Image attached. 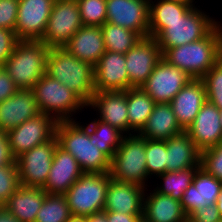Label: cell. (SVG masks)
Returning <instances> with one entry per match:
<instances>
[{
    "label": "cell",
    "instance_id": "cell-30",
    "mask_svg": "<svg viewBox=\"0 0 222 222\" xmlns=\"http://www.w3.org/2000/svg\"><path fill=\"white\" fill-rule=\"evenodd\" d=\"M90 120L91 122L88 119V124L85 123L89 127L90 142L111 160L120 146L124 134L96 117L94 120L91 118Z\"/></svg>",
    "mask_w": 222,
    "mask_h": 222
},
{
    "label": "cell",
    "instance_id": "cell-18",
    "mask_svg": "<svg viewBox=\"0 0 222 222\" xmlns=\"http://www.w3.org/2000/svg\"><path fill=\"white\" fill-rule=\"evenodd\" d=\"M185 131L200 152L215 147L222 141L219 109L206 101L193 123Z\"/></svg>",
    "mask_w": 222,
    "mask_h": 222
},
{
    "label": "cell",
    "instance_id": "cell-26",
    "mask_svg": "<svg viewBox=\"0 0 222 222\" xmlns=\"http://www.w3.org/2000/svg\"><path fill=\"white\" fill-rule=\"evenodd\" d=\"M185 131L178 123L169 103H156L146 125L138 133L150 140L167 141Z\"/></svg>",
    "mask_w": 222,
    "mask_h": 222
},
{
    "label": "cell",
    "instance_id": "cell-49",
    "mask_svg": "<svg viewBox=\"0 0 222 222\" xmlns=\"http://www.w3.org/2000/svg\"><path fill=\"white\" fill-rule=\"evenodd\" d=\"M66 222H87L86 217L71 216Z\"/></svg>",
    "mask_w": 222,
    "mask_h": 222
},
{
    "label": "cell",
    "instance_id": "cell-7",
    "mask_svg": "<svg viewBox=\"0 0 222 222\" xmlns=\"http://www.w3.org/2000/svg\"><path fill=\"white\" fill-rule=\"evenodd\" d=\"M113 180L135 183L147 188L149 180L145 157V138L138 133L124 135L110 162Z\"/></svg>",
    "mask_w": 222,
    "mask_h": 222
},
{
    "label": "cell",
    "instance_id": "cell-12",
    "mask_svg": "<svg viewBox=\"0 0 222 222\" xmlns=\"http://www.w3.org/2000/svg\"><path fill=\"white\" fill-rule=\"evenodd\" d=\"M193 78L182 69L161 59L141 89L155 103H170L174 96Z\"/></svg>",
    "mask_w": 222,
    "mask_h": 222
},
{
    "label": "cell",
    "instance_id": "cell-32",
    "mask_svg": "<svg viewBox=\"0 0 222 222\" xmlns=\"http://www.w3.org/2000/svg\"><path fill=\"white\" fill-rule=\"evenodd\" d=\"M101 30L105 49L124 55L143 38L137 32L108 22L101 26Z\"/></svg>",
    "mask_w": 222,
    "mask_h": 222
},
{
    "label": "cell",
    "instance_id": "cell-5",
    "mask_svg": "<svg viewBox=\"0 0 222 222\" xmlns=\"http://www.w3.org/2000/svg\"><path fill=\"white\" fill-rule=\"evenodd\" d=\"M50 48L41 41L20 40L2 66L19 90L32 89L46 72Z\"/></svg>",
    "mask_w": 222,
    "mask_h": 222
},
{
    "label": "cell",
    "instance_id": "cell-53",
    "mask_svg": "<svg viewBox=\"0 0 222 222\" xmlns=\"http://www.w3.org/2000/svg\"><path fill=\"white\" fill-rule=\"evenodd\" d=\"M219 115H220V122H221V126H222V108L219 109Z\"/></svg>",
    "mask_w": 222,
    "mask_h": 222
},
{
    "label": "cell",
    "instance_id": "cell-43",
    "mask_svg": "<svg viewBox=\"0 0 222 222\" xmlns=\"http://www.w3.org/2000/svg\"><path fill=\"white\" fill-rule=\"evenodd\" d=\"M19 89L16 87L12 78L8 75L3 67L0 68V103L13 94Z\"/></svg>",
    "mask_w": 222,
    "mask_h": 222
},
{
    "label": "cell",
    "instance_id": "cell-50",
    "mask_svg": "<svg viewBox=\"0 0 222 222\" xmlns=\"http://www.w3.org/2000/svg\"><path fill=\"white\" fill-rule=\"evenodd\" d=\"M169 1L177 2L181 4H187V5H195L197 3V1L195 0H169Z\"/></svg>",
    "mask_w": 222,
    "mask_h": 222
},
{
    "label": "cell",
    "instance_id": "cell-9",
    "mask_svg": "<svg viewBox=\"0 0 222 222\" xmlns=\"http://www.w3.org/2000/svg\"><path fill=\"white\" fill-rule=\"evenodd\" d=\"M57 121L40 113L8 131L7 140L12 156L16 159L35 146L42 145L56 136Z\"/></svg>",
    "mask_w": 222,
    "mask_h": 222
},
{
    "label": "cell",
    "instance_id": "cell-54",
    "mask_svg": "<svg viewBox=\"0 0 222 222\" xmlns=\"http://www.w3.org/2000/svg\"><path fill=\"white\" fill-rule=\"evenodd\" d=\"M185 222H196V221H194V220L191 219L190 217H187L186 220H185Z\"/></svg>",
    "mask_w": 222,
    "mask_h": 222
},
{
    "label": "cell",
    "instance_id": "cell-31",
    "mask_svg": "<svg viewBox=\"0 0 222 222\" xmlns=\"http://www.w3.org/2000/svg\"><path fill=\"white\" fill-rule=\"evenodd\" d=\"M198 167L188 168L180 171H166L157 176L160 184H155L153 190L159 194H164L181 201L184 191L193 183V179Z\"/></svg>",
    "mask_w": 222,
    "mask_h": 222
},
{
    "label": "cell",
    "instance_id": "cell-6",
    "mask_svg": "<svg viewBox=\"0 0 222 222\" xmlns=\"http://www.w3.org/2000/svg\"><path fill=\"white\" fill-rule=\"evenodd\" d=\"M32 91L40 112L57 122L77 120L75 114L87 109V104L76 93L47 74L37 81Z\"/></svg>",
    "mask_w": 222,
    "mask_h": 222
},
{
    "label": "cell",
    "instance_id": "cell-51",
    "mask_svg": "<svg viewBox=\"0 0 222 222\" xmlns=\"http://www.w3.org/2000/svg\"><path fill=\"white\" fill-rule=\"evenodd\" d=\"M218 62L222 65V46H221V49H220V51H219Z\"/></svg>",
    "mask_w": 222,
    "mask_h": 222
},
{
    "label": "cell",
    "instance_id": "cell-41",
    "mask_svg": "<svg viewBox=\"0 0 222 222\" xmlns=\"http://www.w3.org/2000/svg\"><path fill=\"white\" fill-rule=\"evenodd\" d=\"M20 40L15 31L0 28V66L2 67L14 51Z\"/></svg>",
    "mask_w": 222,
    "mask_h": 222
},
{
    "label": "cell",
    "instance_id": "cell-8",
    "mask_svg": "<svg viewBox=\"0 0 222 222\" xmlns=\"http://www.w3.org/2000/svg\"><path fill=\"white\" fill-rule=\"evenodd\" d=\"M108 173H83L64 194L72 216L87 217L104 209Z\"/></svg>",
    "mask_w": 222,
    "mask_h": 222
},
{
    "label": "cell",
    "instance_id": "cell-27",
    "mask_svg": "<svg viewBox=\"0 0 222 222\" xmlns=\"http://www.w3.org/2000/svg\"><path fill=\"white\" fill-rule=\"evenodd\" d=\"M167 171L199 167L201 152L186 131L166 141Z\"/></svg>",
    "mask_w": 222,
    "mask_h": 222
},
{
    "label": "cell",
    "instance_id": "cell-4",
    "mask_svg": "<svg viewBox=\"0 0 222 222\" xmlns=\"http://www.w3.org/2000/svg\"><path fill=\"white\" fill-rule=\"evenodd\" d=\"M45 74L67 86L87 105L92 100L95 93L94 67L69 54L64 48H50Z\"/></svg>",
    "mask_w": 222,
    "mask_h": 222
},
{
    "label": "cell",
    "instance_id": "cell-1",
    "mask_svg": "<svg viewBox=\"0 0 222 222\" xmlns=\"http://www.w3.org/2000/svg\"><path fill=\"white\" fill-rule=\"evenodd\" d=\"M220 21L199 6L190 7L174 22H149V37L155 38L162 54L171 47L204 38Z\"/></svg>",
    "mask_w": 222,
    "mask_h": 222
},
{
    "label": "cell",
    "instance_id": "cell-48",
    "mask_svg": "<svg viewBox=\"0 0 222 222\" xmlns=\"http://www.w3.org/2000/svg\"><path fill=\"white\" fill-rule=\"evenodd\" d=\"M216 206H217L220 216L222 217V189H221L220 194L218 196Z\"/></svg>",
    "mask_w": 222,
    "mask_h": 222
},
{
    "label": "cell",
    "instance_id": "cell-34",
    "mask_svg": "<svg viewBox=\"0 0 222 222\" xmlns=\"http://www.w3.org/2000/svg\"><path fill=\"white\" fill-rule=\"evenodd\" d=\"M145 157L148 177L158 179L167 171L166 141L145 138Z\"/></svg>",
    "mask_w": 222,
    "mask_h": 222
},
{
    "label": "cell",
    "instance_id": "cell-28",
    "mask_svg": "<svg viewBox=\"0 0 222 222\" xmlns=\"http://www.w3.org/2000/svg\"><path fill=\"white\" fill-rule=\"evenodd\" d=\"M45 196L40 187L20 185L3 205L21 222H35Z\"/></svg>",
    "mask_w": 222,
    "mask_h": 222
},
{
    "label": "cell",
    "instance_id": "cell-33",
    "mask_svg": "<svg viewBox=\"0 0 222 222\" xmlns=\"http://www.w3.org/2000/svg\"><path fill=\"white\" fill-rule=\"evenodd\" d=\"M71 216L65 195L46 193L35 222H66Z\"/></svg>",
    "mask_w": 222,
    "mask_h": 222
},
{
    "label": "cell",
    "instance_id": "cell-10",
    "mask_svg": "<svg viewBox=\"0 0 222 222\" xmlns=\"http://www.w3.org/2000/svg\"><path fill=\"white\" fill-rule=\"evenodd\" d=\"M82 26L76 0L55 1L40 41L49 48H62Z\"/></svg>",
    "mask_w": 222,
    "mask_h": 222
},
{
    "label": "cell",
    "instance_id": "cell-24",
    "mask_svg": "<svg viewBox=\"0 0 222 222\" xmlns=\"http://www.w3.org/2000/svg\"><path fill=\"white\" fill-rule=\"evenodd\" d=\"M62 48L94 67L106 52L101 26H82Z\"/></svg>",
    "mask_w": 222,
    "mask_h": 222
},
{
    "label": "cell",
    "instance_id": "cell-35",
    "mask_svg": "<svg viewBox=\"0 0 222 222\" xmlns=\"http://www.w3.org/2000/svg\"><path fill=\"white\" fill-rule=\"evenodd\" d=\"M192 6L195 5L169 0H149V22H174Z\"/></svg>",
    "mask_w": 222,
    "mask_h": 222
},
{
    "label": "cell",
    "instance_id": "cell-29",
    "mask_svg": "<svg viewBox=\"0 0 222 222\" xmlns=\"http://www.w3.org/2000/svg\"><path fill=\"white\" fill-rule=\"evenodd\" d=\"M129 135L139 133L151 115L155 101L141 88L126 90Z\"/></svg>",
    "mask_w": 222,
    "mask_h": 222
},
{
    "label": "cell",
    "instance_id": "cell-21",
    "mask_svg": "<svg viewBox=\"0 0 222 222\" xmlns=\"http://www.w3.org/2000/svg\"><path fill=\"white\" fill-rule=\"evenodd\" d=\"M83 173L78 161L57 145L48 178L42 189L46 193L64 195Z\"/></svg>",
    "mask_w": 222,
    "mask_h": 222
},
{
    "label": "cell",
    "instance_id": "cell-3",
    "mask_svg": "<svg viewBox=\"0 0 222 222\" xmlns=\"http://www.w3.org/2000/svg\"><path fill=\"white\" fill-rule=\"evenodd\" d=\"M60 121L56 126L58 145L69 152L86 173H108L111 160L90 142L89 127L84 121Z\"/></svg>",
    "mask_w": 222,
    "mask_h": 222
},
{
    "label": "cell",
    "instance_id": "cell-25",
    "mask_svg": "<svg viewBox=\"0 0 222 222\" xmlns=\"http://www.w3.org/2000/svg\"><path fill=\"white\" fill-rule=\"evenodd\" d=\"M147 191V192H146ZM143 216L150 222H185L187 215L181 202L146 188ZM149 191V192H148Z\"/></svg>",
    "mask_w": 222,
    "mask_h": 222
},
{
    "label": "cell",
    "instance_id": "cell-17",
    "mask_svg": "<svg viewBox=\"0 0 222 222\" xmlns=\"http://www.w3.org/2000/svg\"><path fill=\"white\" fill-rule=\"evenodd\" d=\"M95 92L126 91L131 88L125 55L107 51L94 66Z\"/></svg>",
    "mask_w": 222,
    "mask_h": 222
},
{
    "label": "cell",
    "instance_id": "cell-13",
    "mask_svg": "<svg viewBox=\"0 0 222 222\" xmlns=\"http://www.w3.org/2000/svg\"><path fill=\"white\" fill-rule=\"evenodd\" d=\"M55 0H19L15 33L19 40L40 41Z\"/></svg>",
    "mask_w": 222,
    "mask_h": 222
},
{
    "label": "cell",
    "instance_id": "cell-36",
    "mask_svg": "<svg viewBox=\"0 0 222 222\" xmlns=\"http://www.w3.org/2000/svg\"><path fill=\"white\" fill-rule=\"evenodd\" d=\"M83 26H102L106 22V0H76Z\"/></svg>",
    "mask_w": 222,
    "mask_h": 222
},
{
    "label": "cell",
    "instance_id": "cell-46",
    "mask_svg": "<svg viewBox=\"0 0 222 222\" xmlns=\"http://www.w3.org/2000/svg\"><path fill=\"white\" fill-rule=\"evenodd\" d=\"M0 222H21L4 205L0 207Z\"/></svg>",
    "mask_w": 222,
    "mask_h": 222
},
{
    "label": "cell",
    "instance_id": "cell-44",
    "mask_svg": "<svg viewBox=\"0 0 222 222\" xmlns=\"http://www.w3.org/2000/svg\"><path fill=\"white\" fill-rule=\"evenodd\" d=\"M15 162L7 140V134L0 131V166L9 165Z\"/></svg>",
    "mask_w": 222,
    "mask_h": 222
},
{
    "label": "cell",
    "instance_id": "cell-11",
    "mask_svg": "<svg viewBox=\"0 0 222 222\" xmlns=\"http://www.w3.org/2000/svg\"><path fill=\"white\" fill-rule=\"evenodd\" d=\"M57 145L58 140L55 136L47 143L35 146L15 159L20 185L40 188L45 186Z\"/></svg>",
    "mask_w": 222,
    "mask_h": 222
},
{
    "label": "cell",
    "instance_id": "cell-20",
    "mask_svg": "<svg viewBox=\"0 0 222 222\" xmlns=\"http://www.w3.org/2000/svg\"><path fill=\"white\" fill-rule=\"evenodd\" d=\"M40 113L32 89L18 90L0 103V131L7 133Z\"/></svg>",
    "mask_w": 222,
    "mask_h": 222
},
{
    "label": "cell",
    "instance_id": "cell-37",
    "mask_svg": "<svg viewBox=\"0 0 222 222\" xmlns=\"http://www.w3.org/2000/svg\"><path fill=\"white\" fill-rule=\"evenodd\" d=\"M206 89L207 101L222 108V65L217 62L201 78Z\"/></svg>",
    "mask_w": 222,
    "mask_h": 222
},
{
    "label": "cell",
    "instance_id": "cell-39",
    "mask_svg": "<svg viewBox=\"0 0 222 222\" xmlns=\"http://www.w3.org/2000/svg\"><path fill=\"white\" fill-rule=\"evenodd\" d=\"M200 166L222 181V141L215 147L201 152Z\"/></svg>",
    "mask_w": 222,
    "mask_h": 222
},
{
    "label": "cell",
    "instance_id": "cell-14",
    "mask_svg": "<svg viewBox=\"0 0 222 222\" xmlns=\"http://www.w3.org/2000/svg\"><path fill=\"white\" fill-rule=\"evenodd\" d=\"M106 22L149 37V0H106Z\"/></svg>",
    "mask_w": 222,
    "mask_h": 222
},
{
    "label": "cell",
    "instance_id": "cell-47",
    "mask_svg": "<svg viewBox=\"0 0 222 222\" xmlns=\"http://www.w3.org/2000/svg\"><path fill=\"white\" fill-rule=\"evenodd\" d=\"M86 221L87 222H108L105 211L93 213L90 216H87Z\"/></svg>",
    "mask_w": 222,
    "mask_h": 222
},
{
    "label": "cell",
    "instance_id": "cell-22",
    "mask_svg": "<svg viewBox=\"0 0 222 222\" xmlns=\"http://www.w3.org/2000/svg\"><path fill=\"white\" fill-rule=\"evenodd\" d=\"M146 188L135 183L111 179L107 187L103 211L143 214Z\"/></svg>",
    "mask_w": 222,
    "mask_h": 222
},
{
    "label": "cell",
    "instance_id": "cell-38",
    "mask_svg": "<svg viewBox=\"0 0 222 222\" xmlns=\"http://www.w3.org/2000/svg\"><path fill=\"white\" fill-rule=\"evenodd\" d=\"M20 186L18 166L12 164L0 166V204L3 205Z\"/></svg>",
    "mask_w": 222,
    "mask_h": 222
},
{
    "label": "cell",
    "instance_id": "cell-52",
    "mask_svg": "<svg viewBox=\"0 0 222 222\" xmlns=\"http://www.w3.org/2000/svg\"><path fill=\"white\" fill-rule=\"evenodd\" d=\"M137 222H150L144 216L140 217Z\"/></svg>",
    "mask_w": 222,
    "mask_h": 222
},
{
    "label": "cell",
    "instance_id": "cell-2",
    "mask_svg": "<svg viewBox=\"0 0 222 222\" xmlns=\"http://www.w3.org/2000/svg\"><path fill=\"white\" fill-rule=\"evenodd\" d=\"M221 46L222 23L219 22L204 38L171 47L162 54V58L193 79H201L218 62Z\"/></svg>",
    "mask_w": 222,
    "mask_h": 222
},
{
    "label": "cell",
    "instance_id": "cell-15",
    "mask_svg": "<svg viewBox=\"0 0 222 222\" xmlns=\"http://www.w3.org/2000/svg\"><path fill=\"white\" fill-rule=\"evenodd\" d=\"M125 59L131 88H141L162 59V52L155 38L146 37L125 54Z\"/></svg>",
    "mask_w": 222,
    "mask_h": 222
},
{
    "label": "cell",
    "instance_id": "cell-40",
    "mask_svg": "<svg viewBox=\"0 0 222 222\" xmlns=\"http://www.w3.org/2000/svg\"><path fill=\"white\" fill-rule=\"evenodd\" d=\"M19 0H0V28L15 31Z\"/></svg>",
    "mask_w": 222,
    "mask_h": 222
},
{
    "label": "cell",
    "instance_id": "cell-45",
    "mask_svg": "<svg viewBox=\"0 0 222 222\" xmlns=\"http://www.w3.org/2000/svg\"><path fill=\"white\" fill-rule=\"evenodd\" d=\"M108 222H137L143 214H124L113 211H105Z\"/></svg>",
    "mask_w": 222,
    "mask_h": 222
},
{
    "label": "cell",
    "instance_id": "cell-19",
    "mask_svg": "<svg viewBox=\"0 0 222 222\" xmlns=\"http://www.w3.org/2000/svg\"><path fill=\"white\" fill-rule=\"evenodd\" d=\"M221 189L222 181L199 166L196 169L193 183L184 191L180 201L187 217L201 207L216 204Z\"/></svg>",
    "mask_w": 222,
    "mask_h": 222
},
{
    "label": "cell",
    "instance_id": "cell-23",
    "mask_svg": "<svg viewBox=\"0 0 222 222\" xmlns=\"http://www.w3.org/2000/svg\"><path fill=\"white\" fill-rule=\"evenodd\" d=\"M207 101L202 79L190 80L169 103L179 125L186 130Z\"/></svg>",
    "mask_w": 222,
    "mask_h": 222
},
{
    "label": "cell",
    "instance_id": "cell-42",
    "mask_svg": "<svg viewBox=\"0 0 222 222\" xmlns=\"http://www.w3.org/2000/svg\"><path fill=\"white\" fill-rule=\"evenodd\" d=\"M196 222H222L216 204H209L195 210L190 216Z\"/></svg>",
    "mask_w": 222,
    "mask_h": 222
},
{
    "label": "cell",
    "instance_id": "cell-16",
    "mask_svg": "<svg viewBox=\"0 0 222 222\" xmlns=\"http://www.w3.org/2000/svg\"><path fill=\"white\" fill-rule=\"evenodd\" d=\"M87 108L96 111L97 119L129 135L126 91L95 92Z\"/></svg>",
    "mask_w": 222,
    "mask_h": 222
}]
</instances>
